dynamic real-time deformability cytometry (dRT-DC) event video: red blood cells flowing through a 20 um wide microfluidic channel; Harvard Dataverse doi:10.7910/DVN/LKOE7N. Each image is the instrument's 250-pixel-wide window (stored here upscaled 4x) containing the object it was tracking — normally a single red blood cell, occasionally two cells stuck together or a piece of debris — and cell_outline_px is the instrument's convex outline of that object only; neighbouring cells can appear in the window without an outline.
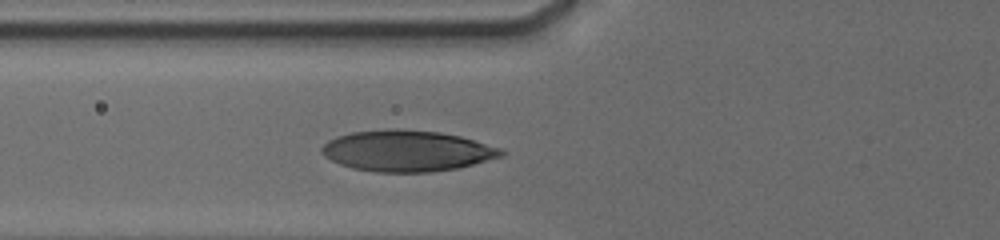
{"species": "human", "species_latin": "Homo sapiens", "temperature_condition": "cold", "stored_images_in_passage": 5, "camera_frame_rate_fps": 3000, "um_per_image_px": 0.085, "donor": {"sex": "male"}, "frame": {"image": 1, "passage_image": 5, "time_ms": 3.667, "image_size_px": [1000, 240], "cell_outline_px": [[508, 152], [504, 156], [456, 168], [432, 172], [376, 172], [352, 168], [340, 164], [324, 156], [320, 152], [320, 148], [328, 140], [352, 132], [440, 132], [460, 136], [500, 148]], "centroid_in_image_um": [34.62, 12.87], "position_along_channel_um": 91.2, "area_um2": 41.62}}